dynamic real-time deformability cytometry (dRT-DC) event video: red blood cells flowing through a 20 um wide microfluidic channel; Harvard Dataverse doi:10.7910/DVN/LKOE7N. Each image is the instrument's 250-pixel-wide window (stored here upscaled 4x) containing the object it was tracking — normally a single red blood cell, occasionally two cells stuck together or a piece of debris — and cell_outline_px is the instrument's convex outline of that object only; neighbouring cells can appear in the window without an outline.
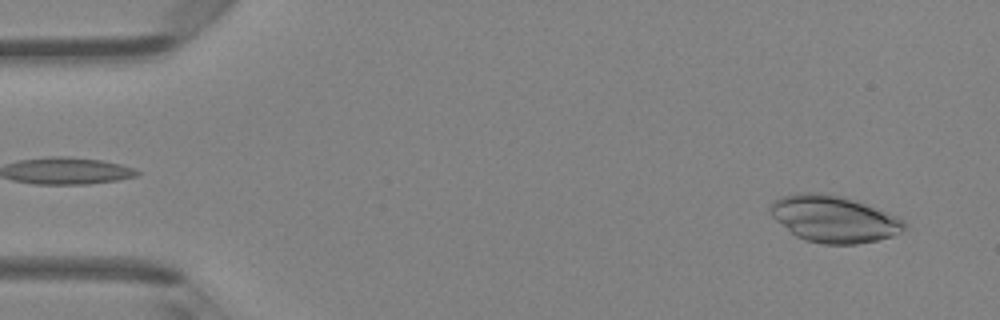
{"species": "Egyptian fruit bat (a non-hibernating species)", "species_latin": "Rousettus aegyptiacus", "temperature_condition": "room temperature", "stored_images_in_passage": 10, "camera_frame_rate_fps": 3000, "um_per_image_px": 0.085, "animal": {"sex": "female"}, "frame": {"image": 1, "passage_image": 2, "time_ms": 0.333, "image_size_px": [1000, 320], "cell_outline_px": [[904, 228], [900, 232], [892, 236], [876, 240], [856, 244], [824, 244], [804, 240], [796, 236], [776, 220], [772, 216], [768, 208], [780, 196], [800, 192], [816, 192], [840, 196], [864, 204], [896, 216], [904, 220]], "centroid_in_image_um": [70.83, 18.61], "position_along_channel_um": 14.2, "area_um2": 35.95}}